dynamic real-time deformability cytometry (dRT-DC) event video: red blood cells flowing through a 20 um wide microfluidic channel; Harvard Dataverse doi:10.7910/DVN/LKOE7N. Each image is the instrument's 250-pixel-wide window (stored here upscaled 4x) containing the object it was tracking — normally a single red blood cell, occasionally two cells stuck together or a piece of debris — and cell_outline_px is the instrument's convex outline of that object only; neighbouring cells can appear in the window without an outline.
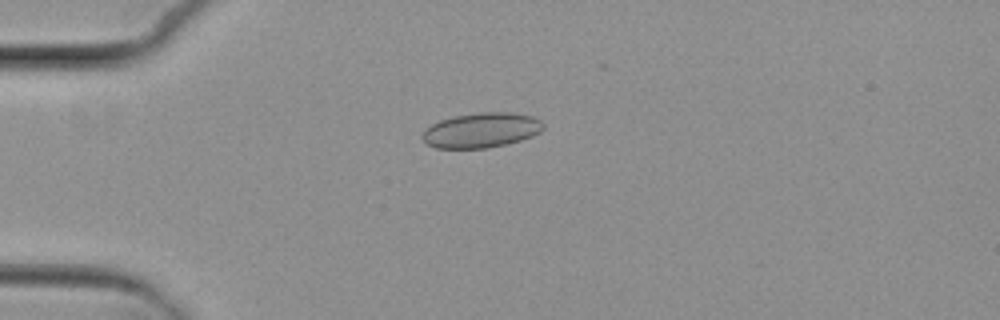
{"species": "common noctule bat (a hibernating species)", "species_latin": "Nyctalus noctula", "temperature_condition": "cold", "stored_images_in_passage": 7, "camera_frame_rate_fps": 3000, "um_per_image_px": 0.085, "animal": {"sex": "female", "body_mass_g": 29.2, "forearm_length_mm": 56.3}, "frame": {"image": 1, "passage_image": 5, "time_ms": 4.667, "image_size_px": [1000, 320], "cell_outline_px": [[544, 128], [540, 132], [532, 136], [520, 140], [488, 148], [436, 148], [428, 144], [420, 136], [424, 128], [440, 120], [452, 116], [480, 112], [512, 112], [532, 116], [540, 120], [544, 124]], "centroid_in_image_um": [40.9, 11.06], "position_along_channel_um": 44.1, "area_um2": 24.74}}
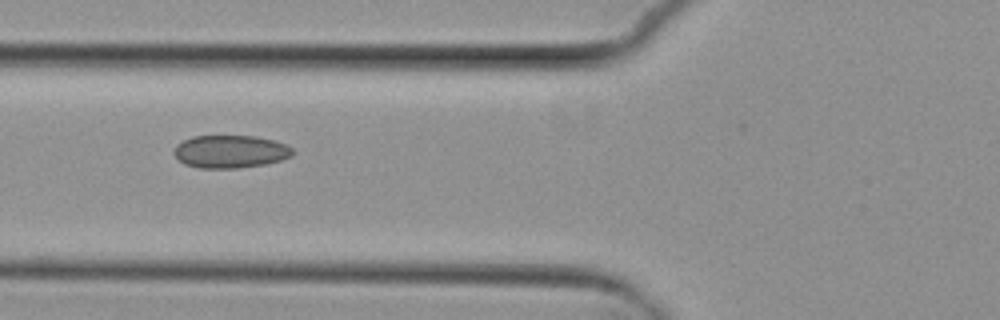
{"frame": {"image": 2, "passage_image": 7, "time_ms": 7.0, "image_size_px": [1000, 320], "cell_outline_px": [[296, 152], [292, 156], [268, 164], [236, 168], [200, 168], [184, 164], [172, 152], [176, 144], [192, 136], [256, 136], [276, 140], [288, 144]], "centroid_in_image_um": [19.62, 12.88], "position_along_channel_um": 106.2, "area_um2": 23.0}}